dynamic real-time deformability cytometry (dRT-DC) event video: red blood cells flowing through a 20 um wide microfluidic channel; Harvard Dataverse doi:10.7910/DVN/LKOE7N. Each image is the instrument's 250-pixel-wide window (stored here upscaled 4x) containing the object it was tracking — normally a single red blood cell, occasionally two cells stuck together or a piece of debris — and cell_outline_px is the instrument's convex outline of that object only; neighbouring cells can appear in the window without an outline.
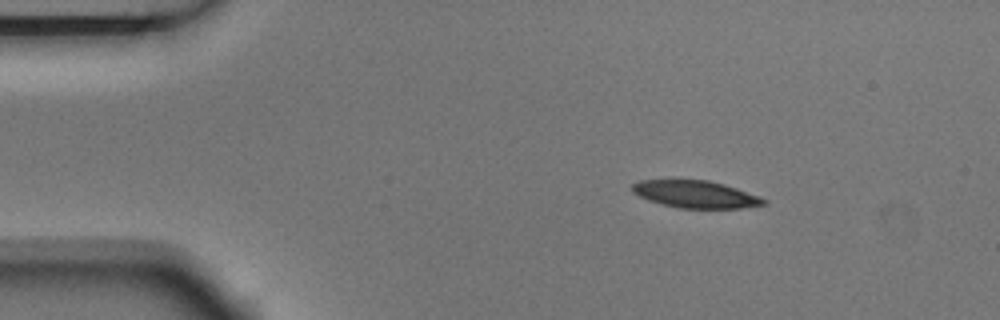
{"species": "Egyptian fruit bat (a non-hibernating species)", "species_latin": "Rousettus aegyptiacus", "temperature_condition": "room temperature", "stored_images_in_passage": 3, "camera_frame_rate_fps": 3000, "um_per_image_px": 0.085, "animal": {"sex": "male"}, "frame": {"image": 1, "passage_image": 1, "time_ms": 0.0, "image_size_px": [1000, 320], "cell_outline_px": [[768, 200], [764, 204], [740, 208], [680, 208], [648, 200], [632, 192], [632, 184], [640, 180], [708, 180], [724, 184], [760, 196]], "centroid_in_image_um": [59.13, 16.51], "position_along_channel_um": 25.9, "area_um2": 20.69}}